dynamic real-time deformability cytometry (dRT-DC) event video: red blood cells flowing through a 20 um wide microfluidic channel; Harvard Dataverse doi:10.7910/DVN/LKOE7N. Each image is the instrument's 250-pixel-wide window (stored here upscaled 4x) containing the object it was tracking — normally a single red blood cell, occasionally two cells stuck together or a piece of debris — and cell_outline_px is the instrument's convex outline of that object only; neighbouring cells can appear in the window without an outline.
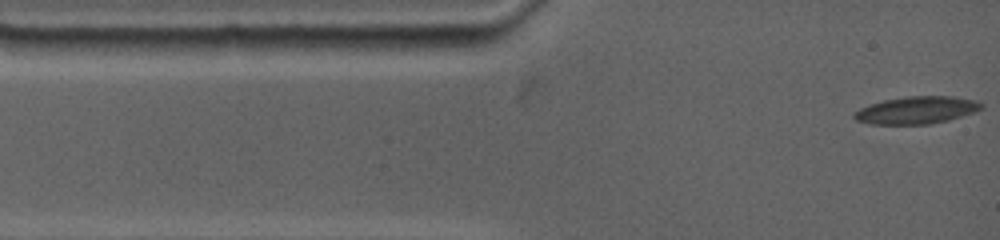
{"species": "common noctule bat (a hibernating species)", "species_latin": "Nyctalus noctula", "temperature_condition": "warm", "stored_images_in_passage": 75, "camera_frame_rate_fps": 4500, "um_per_image_px": 0.085, "animal": {"sex": "female", "body_mass_g": 19.0, "forearm_length_mm": 53.3}, "frame": {"image": 1, "passage_image": 1, "time_ms": 0.0, "image_size_px": [1000, 240], "cell_outline_px": [[984, 108], [976, 112], [948, 120], [928, 124], [868, 124], [856, 120], [852, 116], [852, 112], [860, 108], [884, 100], [912, 96], [948, 96], [976, 100], [984, 104]], "centroid_in_image_um": [77.92, 9.37], "position_along_channel_um": 7.1, "area_um2": 20.29}}
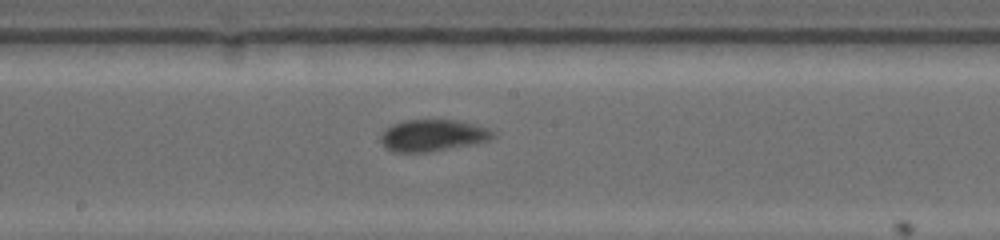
{"frame": {"image": 2, "passage_image": 32, "time_ms": 6.889, "image_size_px": [1000, 240], "cell_outline_px": [[496, 136], [480, 144], [428, 152], [392, 152], [384, 148], [380, 140], [380, 136], [392, 124], [408, 120], [452, 120], [472, 124], [484, 128], [492, 132]], "centroid_in_image_um": [36.76, 11.54], "position_along_channel_um": 211.4, "area_um2": 20.69}}
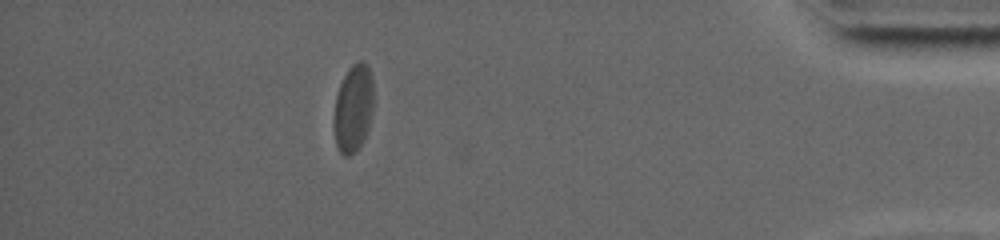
{"frame": {"image": 3, "passage_image": 64, "time_ms": 14.0, "image_size_px": [1000, 240], "cell_outline_px": [[372, 112], [368, 128], [364, 140], [356, 152], [348, 156], [344, 156], [336, 148], [332, 124], [336, 96], [340, 84], [348, 68], [352, 64], [360, 60], [364, 60], [368, 64], [372, 76]], "centroid_in_image_um": [30.01, 9.22], "position_along_channel_um": 405.2, "area_um2": 20.69}, "authors_computed_cell_mechanics": {"area_um2": 20.1144, "velocity_mm_per_s": 3.5676, "shape_relaxation_time_tau1_ms": 2.7616, "shape_relaxation_time_tau2_ms": 1.1536, "deformation_change_tau1": 0.1241, "deformation_change_tau2": 0.0486}}